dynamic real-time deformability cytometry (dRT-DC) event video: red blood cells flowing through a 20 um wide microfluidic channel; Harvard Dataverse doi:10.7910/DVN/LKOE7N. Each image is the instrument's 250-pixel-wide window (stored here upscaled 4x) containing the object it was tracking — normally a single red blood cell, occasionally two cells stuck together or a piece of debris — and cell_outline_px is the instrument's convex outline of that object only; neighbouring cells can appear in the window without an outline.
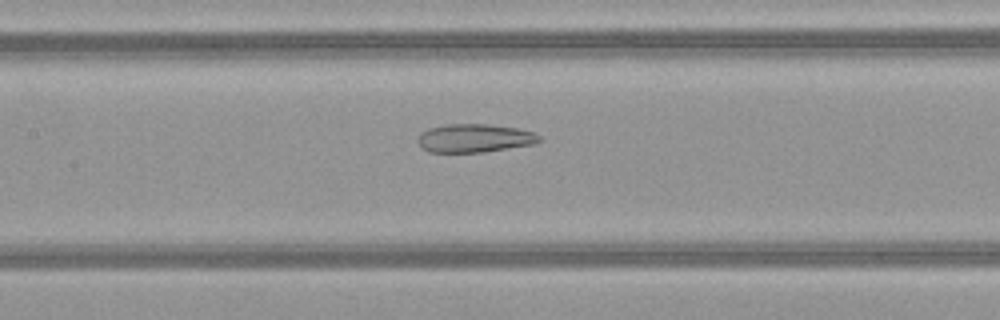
{"species": "common noctule bat (a hibernating species)", "species_latin": "Nyctalus noctula", "temperature_condition": "warm", "stored_images_in_passage": 46, "camera_frame_rate_fps": 3000, "um_per_image_px": 0.085, "animal": {"sex": "female", "body_mass_g": 21.9}, "frame": {"image": 1, "passage_image": 20, "time_ms": 6.333, "image_size_px": [1000, 320], "cell_outline_px": [[544, 140], [536, 144], [484, 152], [428, 152], [420, 148], [416, 140], [420, 132], [428, 128], [448, 124], [488, 124], [516, 128], [536, 132]], "centroid_in_image_um": [40.34, 11.75], "position_along_channel_um": 167.1, "area_um2": 20.52}}
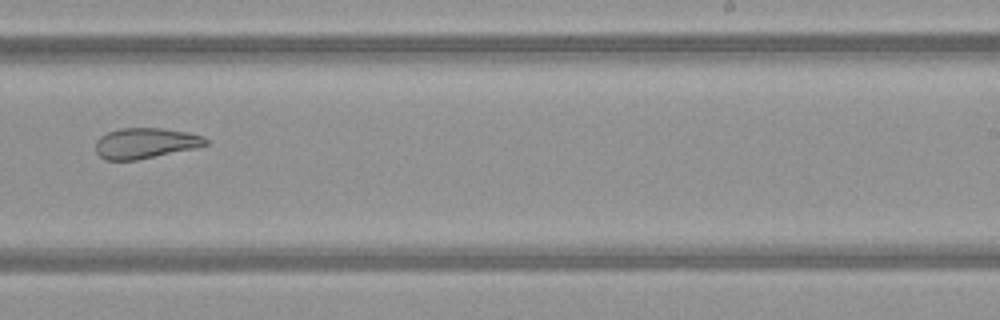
{"frame": {"image": 2, "passage_image": 28, "time_ms": 9.0, "image_size_px": [1000, 320], "cell_outline_px": [[208, 144], [196, 148], [136, 160], [104, 160], [96, 152], [96, 140], [100, 136], [108, 132], [120, 128], [160, 128], [188, 132], [204, 136], [208, 140]], "centroid_in_image_um": [12.36, 12.17], "position_along_channel_um": 276.6, "area_um2": 19.65}}
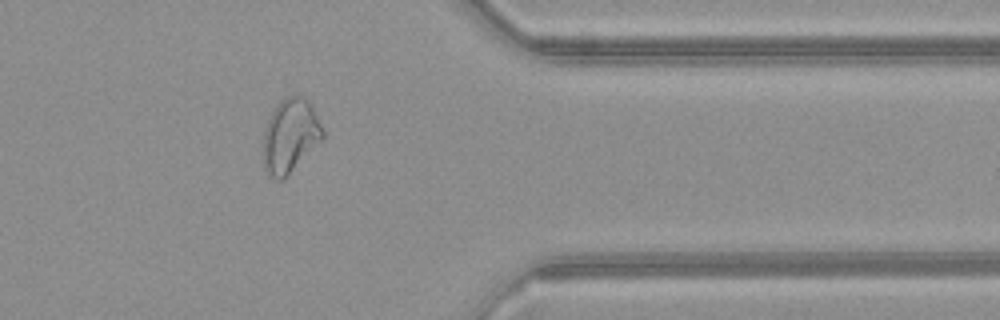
{"frame": {"image": 3, "passage_image": 37, "time_ms": 12.0, "image_size_px": [1000, 320], "cell_outline_px": [[324, 136], [284, 180], [276, 180], [268, 176], [264, 172], [264, 128], [272, 112], [280, 100], [288, 96], [304, 96], [312, 104], [324, 132]], "centroid_in_image_um": [24.65, 11.55], "position_along_channel_um": 386.7, "area_um2": 25.55}, "authors_computed_cell_mechanics": {"area_um2": 25.8944, "velocity_mm_per_s": 4.1227, "shape_relaxation_time_tau1_ms": null, "shape_relaxation_time_tau2_ms": 2.2423, "deformation_change_tau1": null, "deformation_change_tau2": 0.0996}}